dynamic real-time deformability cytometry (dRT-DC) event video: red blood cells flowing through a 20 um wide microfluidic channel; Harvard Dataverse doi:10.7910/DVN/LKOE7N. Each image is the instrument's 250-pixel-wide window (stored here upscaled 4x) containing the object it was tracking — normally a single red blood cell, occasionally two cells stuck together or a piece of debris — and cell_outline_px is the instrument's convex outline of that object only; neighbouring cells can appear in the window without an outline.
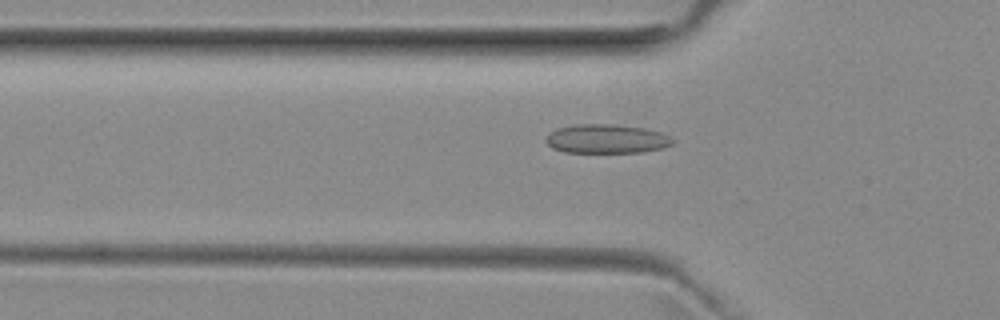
{"species": "common noctule bat (a hibernating species)", "species_latin": "Nyctalus noctula", "temperature_condition": "room temperature", "stored_images_in_passage": 44, "camera_frame_rate_fps": 3000, "um_per_image_px": 0.085, "animal": {"sex": "female", "body_mass_g": 29.2, "forearm_length_mm": 56.3}, "frame": {"image": 1, "passage_image": 17, "time_ms": 5.333, "image_size_px": [1000, 320], "cell_outline_px": [[676, 140], [672, 144], [660, 148], [644, 152], [564, 152], [552, 148], [544, 140], [548, 132], [556, 128], [576, 124], [616, 124], [648, 128], [660, 132]], "centroid_in_image_um": [51.53, 11.79], "position_along_channel_um": 74.3, "area_um2": 21.68}}
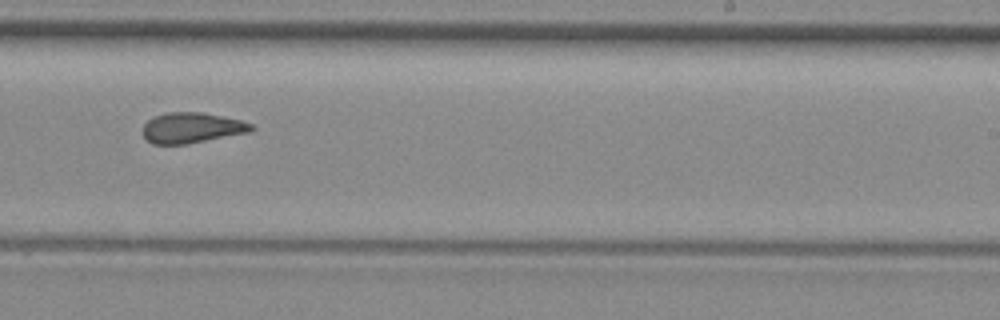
{"frame": {"image": 2, "passage_image": 32, "time_ms": 10.333, "image_size_px": [1000, 320], "cell_outline_px": [[256, 128], [252, 132], [184, 144], [152, 144], [144, 136], [144, 124], [148, 120], [156, 116], [168, 112], [200, 112], [240, 120], [252, 124]], "centroid_in_image_um": [16.33, 10.86], "position_along_channel_um": 272.7, "area_um2": 19.07}}
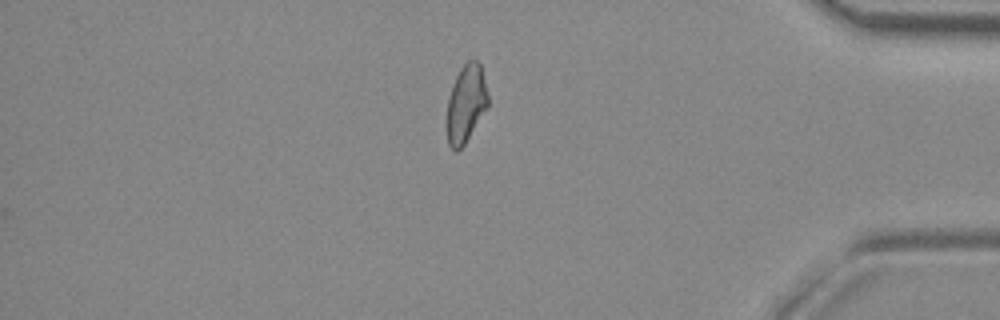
{"frame": {"image": 3, "passage_image": 44, "time_ms": 14.333, "image_size_px": [1000, 320], "cell_outline_px": [[488, 108], [464, 144], [456, 152], [448, 144], [448, 100], [456, 76], [460, 68], [472, 56], [480, 64], [488, 96]], "centroid_in_image_um": [39.63, 8.78], "position_along_channel_um": 395.6, "area_um2": 18.32}, "authors_computed_cell_mechanics": {"area_um2": 19.8832, "velocity_mm_per_s": 3.9611, "shape_relaxation_time_tau1_ms": null, "shape_relaxation_time_tau2_ms": 2.5443, "deformation_change_tau1": null, "deformation_change_tau2": 0.0954}}